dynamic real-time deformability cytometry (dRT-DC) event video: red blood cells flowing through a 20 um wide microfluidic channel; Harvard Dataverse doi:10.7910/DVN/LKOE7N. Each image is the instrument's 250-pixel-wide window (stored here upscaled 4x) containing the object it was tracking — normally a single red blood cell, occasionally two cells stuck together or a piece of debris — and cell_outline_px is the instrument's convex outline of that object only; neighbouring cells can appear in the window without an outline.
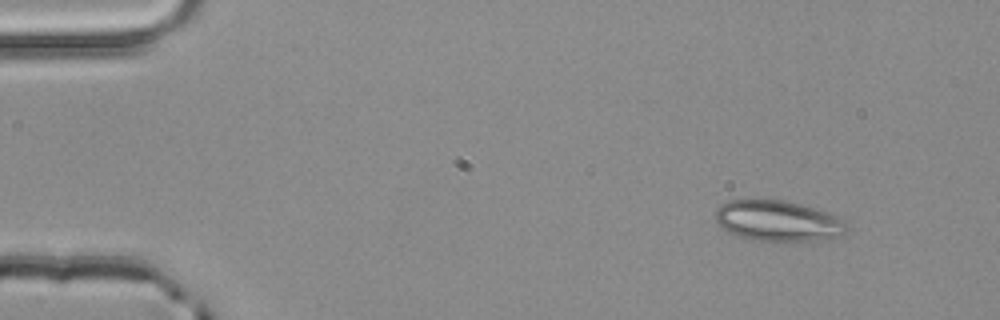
{"species": "common noctule bat (a hibernating species)", "species_latin": "Nyctalus noctula", "temperature_condition": "room temperature", "stored_images_in_passage": 3, "camera_frame_rate_fps": 3000, "um_per_image_px": 0.085, "animal": {"sex": "male", "body_mass_g": 20.4}, "frame": {"image": 1, "passage_image": 1, "time_ms": 0.0, "image_size_px": [1000, 320], "cell_outline_px": [[848, 228], [840, 236], [824, 240], [760, 240], [740, 236], [720, 228], [716, 220], [716, 208], [720, 204], [728, 200], [784, 200], [800, 204], [828, 212], [836, 216], [848, 224]], "centroid_in_image_um": [66.13, 18.76], "position_along_channel_um": 18.9, "area_um2": 30.87}}